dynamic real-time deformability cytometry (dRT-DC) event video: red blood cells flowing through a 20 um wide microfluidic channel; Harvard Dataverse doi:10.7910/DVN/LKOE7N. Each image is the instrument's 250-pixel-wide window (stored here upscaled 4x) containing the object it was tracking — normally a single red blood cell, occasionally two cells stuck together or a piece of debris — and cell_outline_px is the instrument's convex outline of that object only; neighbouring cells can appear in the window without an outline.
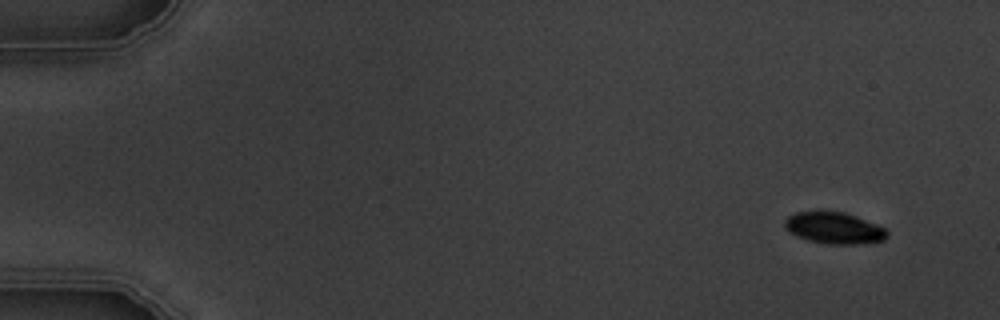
{"species": "common noctule bat (a hibernating species)", "species_latin": "Nyctalus noctula", "temperature_condition": "warm", "stored_images_in_passage": 5, "camera_frame_rate_fps": 3000, "um_per_image_px": 0.085, "animal": {"sex": "male", "body_mass_g": 19.5, "forearm_length_mm": 54.6}, "frame": {"image": 1, "passage_image": 1, "time_ms": 0.0, "image_size_px": [1000, 320], "cell_outline_px": [[888, 236], [884, 240], [856, 244], [828, 244], [808, 240], [784, 228], [784, 220], [788, 216], [796, 212], [844, 212], [856, 216], [876, 224], [884, 228], [888, 232]], "centroid_in_image_um": [70.91, 19.38], "position_along_channel_um": 14.1, "area_um2": 18.5}}